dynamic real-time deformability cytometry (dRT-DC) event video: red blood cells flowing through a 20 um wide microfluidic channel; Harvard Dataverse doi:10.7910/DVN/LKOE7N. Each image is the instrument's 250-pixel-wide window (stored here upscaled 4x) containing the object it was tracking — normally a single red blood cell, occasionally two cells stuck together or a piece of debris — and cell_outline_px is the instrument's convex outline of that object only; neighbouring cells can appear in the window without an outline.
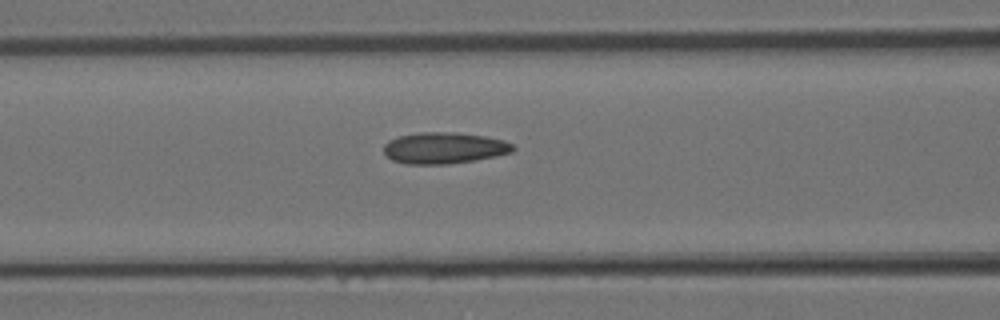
{"species": "Egyptian fruit bat (a non-hibernating species)", "species_latin": "Rousettus aegyptiacus", "temperature_condition": "room temperature", "stored_images_in_passage": 16, "camera_frame_rate_fps": 3000, "um_per_image_px": 0.085, "animal": {"sex": "female"}, "frame": {"image": 1, "passage_image": 10, "time_ms": 3.0, "image_size_px": [1000, 320], "cell_outline_px": [[516, 148], [512, 152], [496, 156], [448, 164], [404, 164], [392, 160], [384, 152], [384, 144], [388, 140], [400, 136], [420, 132], [456, 132], [484, 136], [504, 140], [512, 144]], "centroid_in_image_um": [37.74, 12.57], "position_along_channel_um": 128.9, "area_um2": 23.58}}
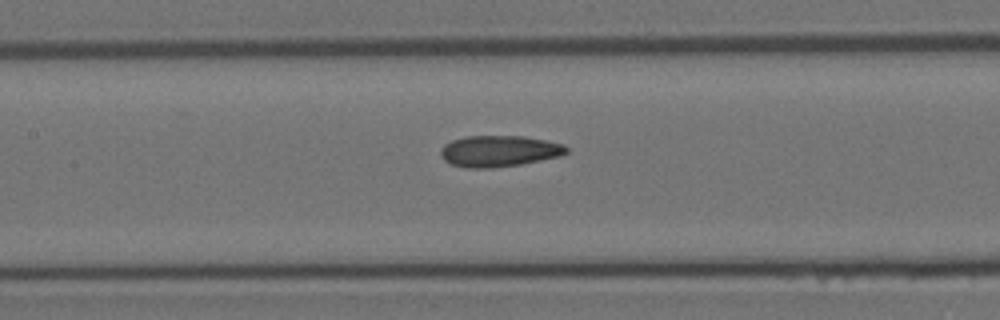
{"frame": {"image": 2, "passage_image": 12, "time_ms": 3.667, "image_size_px": [1000, 320], "cell_outline_px": [[568, 152], [560, 156], [520, 164], [492, 168], [468, 168], [452, 164], [444, 160], [440, 156], [440, 148], [444, 144], [452, 140], [464, 136], [524, 136], [564, 144], [568, 148]], "centroid_in_image_um": [42.4, 12.84], "position_along_channel_um": 165.0, "area_um2": 22.95}}
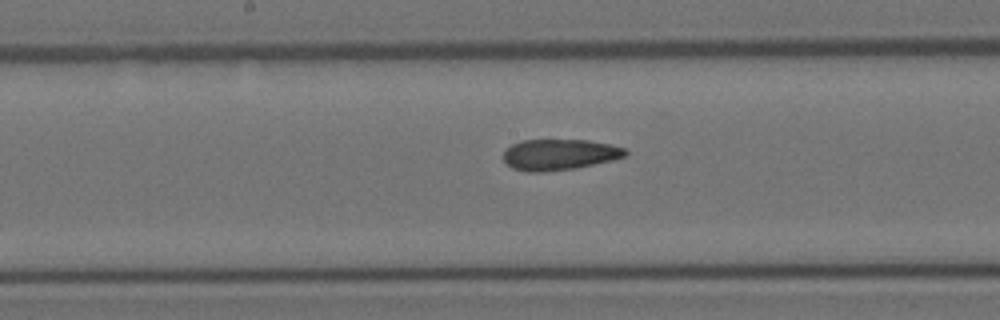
{"frame": {"image": 3, "passage_image": 14, "time_ms": 4.333, "image_size_px": [1000, 320], "cell_outline_px": [[628, 152], [624, 156], [612, 160], [576, 168], [544, 172], [528, 172], [512, 168], [504, 164], [504, 152], [512, 144], [520, 140], [588, 140], [608, 144], [624, 148]], "centroid_in_image_um": [47.5, 13.14], "position_along_channel_um": 200.7, "area_um2": 21.96}}